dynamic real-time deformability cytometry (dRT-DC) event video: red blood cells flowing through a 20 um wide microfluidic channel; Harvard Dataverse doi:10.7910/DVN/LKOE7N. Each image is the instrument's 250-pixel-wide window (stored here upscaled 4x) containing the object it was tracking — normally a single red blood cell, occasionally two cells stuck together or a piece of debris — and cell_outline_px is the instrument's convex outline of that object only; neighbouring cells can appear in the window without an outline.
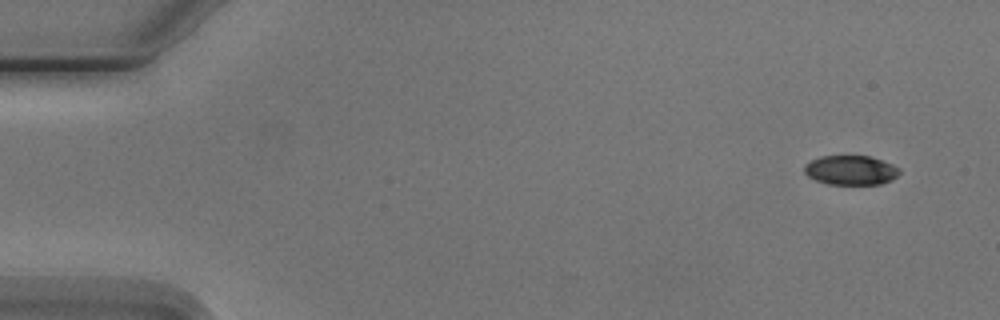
{"species": "Egyptian fruit bat (a non-hibernating species)", "species_latin": "Rousettus aegyptiacus", "temperature_condition": "cold", "stored_images_in_passage": 5, "camera_frame_rate_fps": 3000, "um_per_image_px": 0.085, "animal": {"sex": "male"}, "frame": {"image": 1, "passage_image": 1, "time_ms": 0.0, "image_size_px": [1000, 320], "cell_outline_px": [[900, 172], [892, 180], [880, 184], [828, 184], [816, 180], [808, 176], [804, 172], [804, 164], [820, 156], [868, 156], [892, 164], [900, 168]], "centroid_in_image_um": [72.3, 14.47], "position_along_channel_um": 12.7, "area_um2": 16.24}}